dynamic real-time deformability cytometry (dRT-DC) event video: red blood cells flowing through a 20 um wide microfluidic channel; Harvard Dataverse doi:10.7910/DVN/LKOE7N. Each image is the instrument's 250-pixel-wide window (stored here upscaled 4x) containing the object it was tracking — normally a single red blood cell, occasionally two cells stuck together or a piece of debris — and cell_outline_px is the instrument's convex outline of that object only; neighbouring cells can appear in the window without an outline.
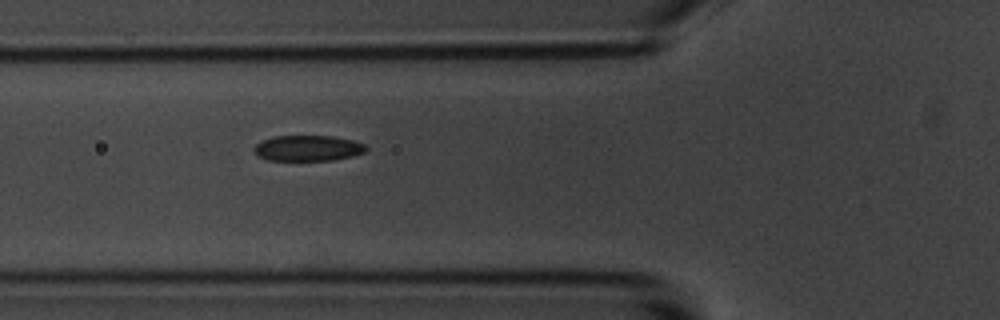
{"species": "common noctule bat (a hibernating species)", "species_latin": "Nyctalus noctula", "temperature_condition": "room temperature", "stored_images_in_passage": 2, "camera_frame_rate_fps": 3000, "um_per_image_px": 0.085, "animal": {"sex": "male", "body_mass_g": 20.1, "forearm_length_mm": 53.5}, "frame": {"image": 1, "passage_image": 2, "time_ms": 1.0, "image_size_px": [1000, 320], "cell_outline_px": [[368, 148], [364, 152], [352, 156], [332, 160], [268, 160], [256, 156], [252, 148], [256, 144], [264, 140], [276, 136], [332, 136], [352, 140], [364, 144]], "centroid_in_image_um": [26.14, 12.6], "position_along_channel_um": 99.7, "area_um2": 16.7}}